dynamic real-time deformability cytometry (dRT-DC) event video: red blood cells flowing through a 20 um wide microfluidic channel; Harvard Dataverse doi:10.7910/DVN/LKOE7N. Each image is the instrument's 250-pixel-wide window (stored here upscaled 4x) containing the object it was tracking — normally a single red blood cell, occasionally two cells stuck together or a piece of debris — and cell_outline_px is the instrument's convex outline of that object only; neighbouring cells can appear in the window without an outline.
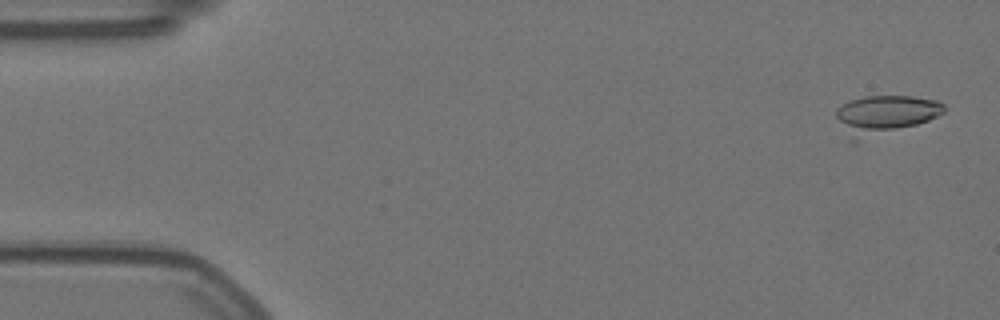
{"species": "Egyptian fruit bat (a non-hibernating species)", "species_latin": "Rousettus aegyptiacus", "temperature_condition": "warm", "stored_images_in_passage": 11, "camera_frame_rate_fps": 3000, "um_per_image_px": 0.085, "animal": {"sex": "female"}, "frame": {"image": 1, "passage_image": 1, "time_ms": 0.0, "image_size_px": [1000, 320], "cell_outline_px": [[944, 112], [928, 120], [856, 144], [852, 144], [848, 140], [836, 116], [836, 108], [848, 100], [864, 96], [912, 96], [940, 100], [944, 104]], "centroid_in_image_um": [75.14, 9.79], "position_along_channel_um": 9.9, "area_um2": 25.03}}